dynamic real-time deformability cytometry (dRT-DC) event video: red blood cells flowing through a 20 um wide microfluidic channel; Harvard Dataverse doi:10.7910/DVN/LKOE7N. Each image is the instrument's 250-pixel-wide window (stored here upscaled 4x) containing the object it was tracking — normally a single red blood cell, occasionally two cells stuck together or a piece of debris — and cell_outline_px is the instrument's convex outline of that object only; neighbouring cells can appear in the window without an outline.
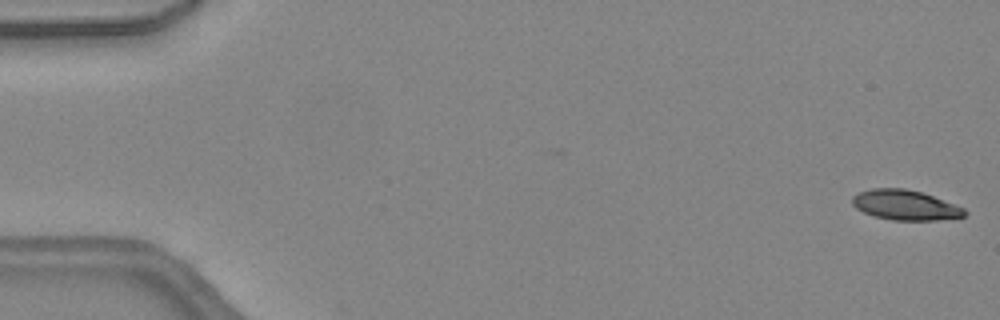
{"species": "common noctule bat (a hibernating species)", "species_latin": "Nyctalus noctula", "temperature_condition": "warm", "stored_images_in_passage": 46, "camera_frame_rate_fps": 3000, "um_per_image_px": 0.085, "animal": {"sex": "female", "body_mass_g": 24.6, "forearm_length_mm": 56.2}, "frame": {"image": 1, "passage_image": 1, "time_ms": 0.0, "image_size_px": [1000, 320], "cell_outline_px": [[968, 212], [964, 216], [936, 220], [892, 220], [872, 216], [856, 208], [852, 204], [852, 196], [860, 192], [872, 188], [904, 188], [920, 192], [932, 196], [964, 208]], "centroid_in_image_um": [76.91, 17.43], "position_along_channel_um": 8.1, "area_um2": 19.48}}
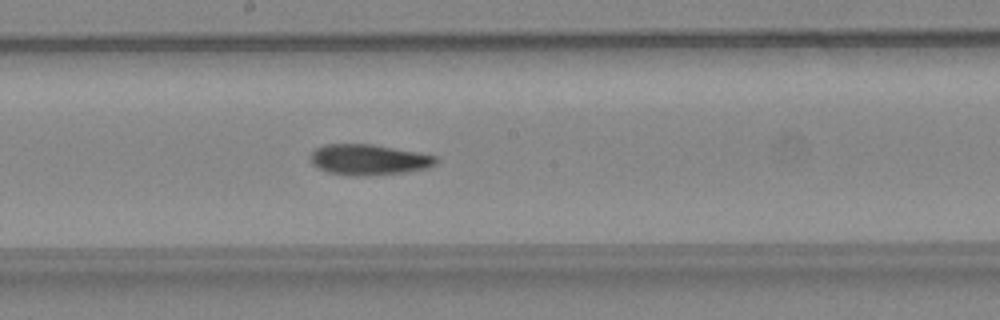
{"frame": {"image": 2, "passage_image": 25, "time_ms": 8.0, "image_size_px": [1000, 320], "cell_outline_px": [[440, 160], [436, 164], [428, 168], [408, 172], [372, 176], [348, 176], [328, 172], [312, 164], [308, 156], [316, 148], [324, 144], [372, 144], [416, 152], [436, 156]], "centroid_in_image_um": [31.34, 13.59], "position_along_channel_um": 216.9, "area_um2": 22.77}}
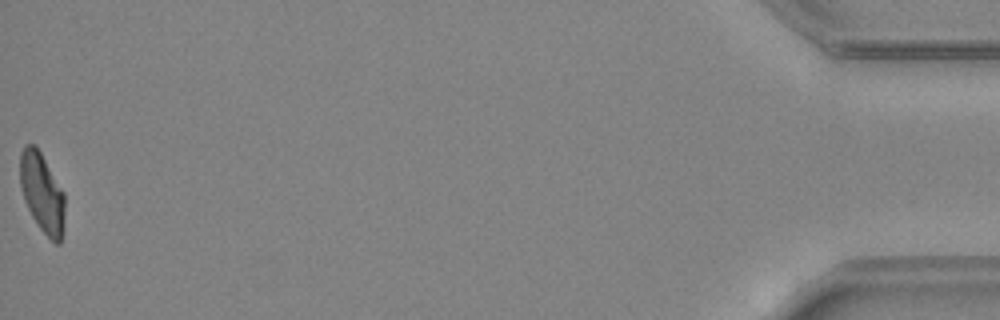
{"frame": {"image": 3, "passage_image": 46, "time_ms": 15.0, "image_size_px": [1000, 320], "cell_outline_px": [[64, 228], [60, 244], [56, 244], [36, 224], [24, 200], [20, 184], [20, 152], [24, 144], [36, 144], [64, 192]], "centroid_in_image_um": [3.57, 16.37], "position_along_channel_um": 431.6, "area_um2": 20.87}, "authors_computed_cell_mechanics": {"area_um2": 21.8773, "velocity_mm_per_s": 4.5237, "shape_relaxation_time_tau1_ms": 9.5981, "shape_relaxation_time_tau2_ms": 4.3431, "deformation_change_tau1": 0.265, "deformation_change_tau2": 0.1325}}